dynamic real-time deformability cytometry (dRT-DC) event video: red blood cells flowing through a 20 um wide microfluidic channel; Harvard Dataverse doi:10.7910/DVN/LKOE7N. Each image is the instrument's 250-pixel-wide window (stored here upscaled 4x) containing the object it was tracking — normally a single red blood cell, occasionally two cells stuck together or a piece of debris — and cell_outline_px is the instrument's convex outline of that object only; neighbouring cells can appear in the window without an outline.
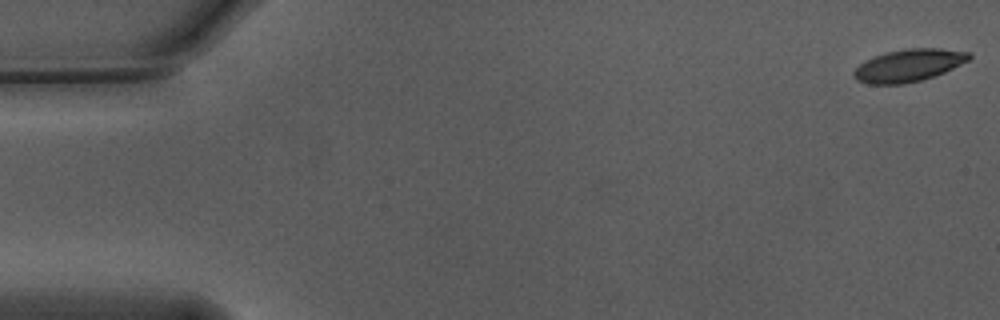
{"species": "Egyptian fruit bat (a non-hibernating species)", "species_latin": "Rousettus aegyptiacus", "temperature_condition": "warm", "stored_images_in_passage": 52, "camera_frame_rate_fps": 3000, "um_per_image_px": 0.085, "animal": {"sex": "male"}, "frame": {"image": 1, "passage_image": 1, "time_ms": 0.0, "image_size_px": [1000, 320], "cell_outline_px": [[972, 56], [968, 60], [944, 72], [920, 80], [904, 84], [868, 84], [856, 80], [852, 76], [852, 72], [864, 60], [884, 52], [904, 48], [940, 48], [968, 52]], "centroid_in_image_um": [77.17, 5.55], "position_along_channel_um": 7.8, "area_um2": 21.79}}
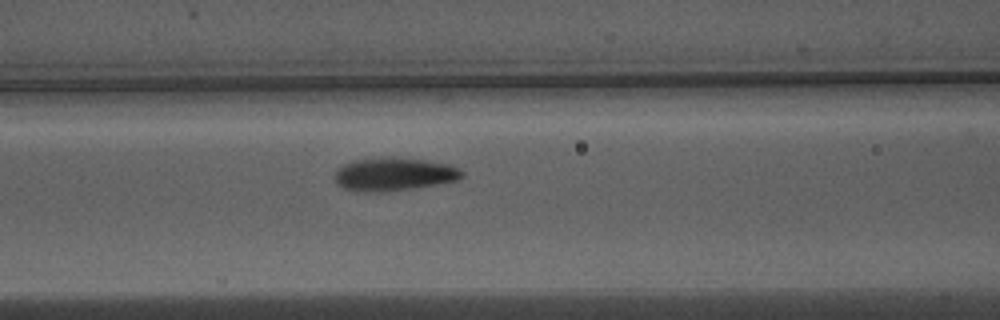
{"frame": {"image": 2, "passage_image": 23, "time_ms": 7.333, "image_size_px": [1000, 320], "cell_outline_px": [[464, 176], [456, 180], [412, 188], [380, 192], [364, 192], [344, 188], [336, 180], [336, 172], [344, 164], [352, 160], [384, 156], [424, 160], [448, 164], [464, 172]], "centroid_in_image_um": [33.48, 14.79], "position_along_channel_um": 133.1, "area_um2": 24.22}}
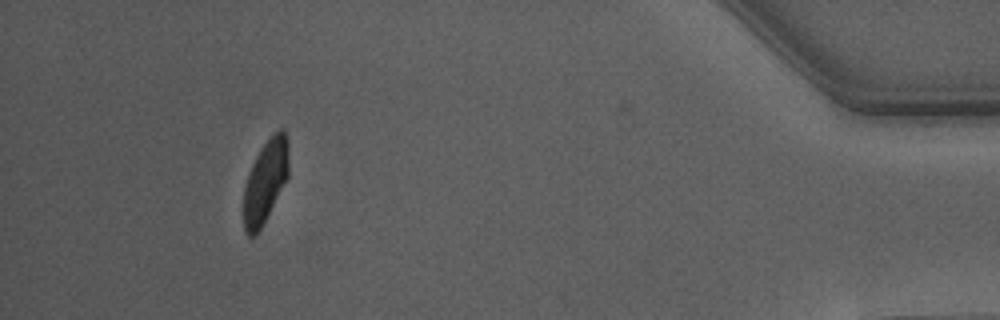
{"frame": {"image": 3, "passage_image": 51, "time_ms": 16.667, "image_size_px": [1000, 320], "cell_outline_px": [[288, 176], [256, 236], [248, 236], [244, 232], [244, 188], [248, 172], [260, 148], [280, 128], [284, 128], [288, 140]], "centroid_in_image_um": [22.55, 15.4], "position_along_channel_um": 412.7, "area_um2": 21.44}, "authors_computed_cell_mechanics": {"area_um2": 23.3512, "velocity_mm_per_s": 3.7188, "shape_relaxation_time_tau1_ms": 3.6471, "shape_relaxation_time_tau2_ms": 0.8995, "deformation_change_tau1": 0.157, "deformation_change_tau2": 0.0539}}